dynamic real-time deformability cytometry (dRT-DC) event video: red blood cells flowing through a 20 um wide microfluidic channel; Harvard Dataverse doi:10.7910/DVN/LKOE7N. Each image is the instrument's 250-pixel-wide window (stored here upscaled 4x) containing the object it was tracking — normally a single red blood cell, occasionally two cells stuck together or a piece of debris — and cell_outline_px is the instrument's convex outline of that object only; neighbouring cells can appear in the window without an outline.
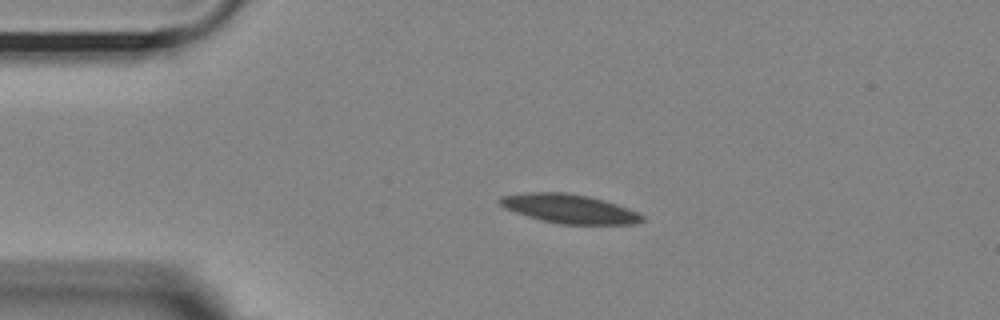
{"species": "Egyptian fruit bat (a non-hibernating species)", "species_latin": "Rousettus aegyptiacus", "temperature_condition": "room temperature", "stored_images_in_passage": 45, "camera_frame_rate_fps": 3000, "um_per_image_px": 0.085, "animal": {"sex": "female"}, "frame": {"image": 1, "passage_image": 1, "time_ms": 0.0, "image_size_px": [1000, 320], "cell_outline_px": [[644, 220], [636, 224], [560, 224], [528, 216], [504, 208], [496, 200], [500, 196], [524, 192], [568, 192], [588, 196], [604, 200], [628, 208], [644, 216]], "centroid_in_image_um": [48.37, 17.73], "position_along_channel_um": 36.6, "area_um2": 24.04}}
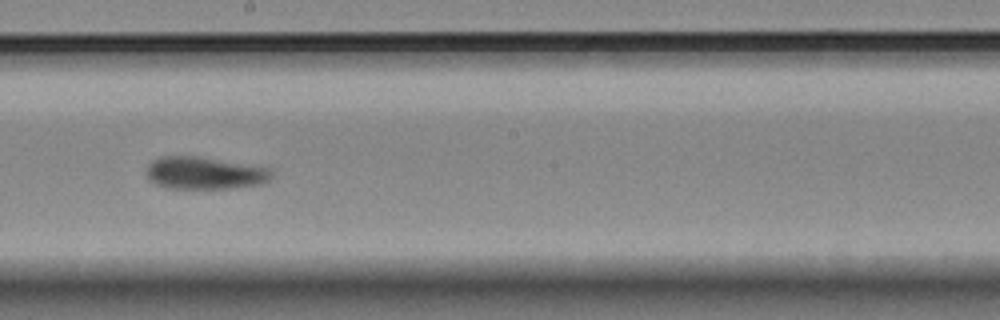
{"frame": {"image": 2, "passage_image": 20, "time_ms": 6.333, "image_size_px": [1000, 320], "cell_outline_px": [[272, 176], [268, 180], [260, 184], [228, 188], [168, 188], [156, 184], [148, 180], [148, 164], [152, 160], [160, 156], [200, 156], [268, 168], [272, 172]], "centroid_in_image_um": [17.35, 14.7], "position_along_channel_um": 230.8, "area_um2": 23.41}}
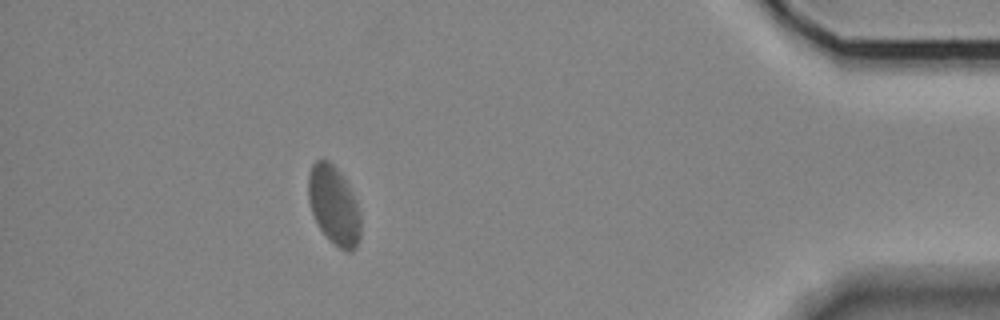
{"frame": {"image": 3, "passage_image": 39, "time_ms": 12.667, "image_size_px": [1000, 320], "cell_outline_px": [[360, 236], [356, 248], [352, 252], [344, 252], [320, 228], [312, 212], [308, 200], [308, 172], [312, 164], [316, 160], [328, 160], [340, 172], [356, 200], [360, 216]], "centroid_in_image_um": [28.38, 17.44], "position_along_channel_um": 406.8, "area_um2": 23.76}, "authors_computed_cell_mechanics": {"area_um2": 23.7558, "velocity_mm_per_s": 3.5752, "shape_relaxation_time_tau1_ms": null, "shape_relaxation_time_tau2_ms": 4.5505, "deformation_change_tau1": null, "deformation_change_tau2": 0.0825}}